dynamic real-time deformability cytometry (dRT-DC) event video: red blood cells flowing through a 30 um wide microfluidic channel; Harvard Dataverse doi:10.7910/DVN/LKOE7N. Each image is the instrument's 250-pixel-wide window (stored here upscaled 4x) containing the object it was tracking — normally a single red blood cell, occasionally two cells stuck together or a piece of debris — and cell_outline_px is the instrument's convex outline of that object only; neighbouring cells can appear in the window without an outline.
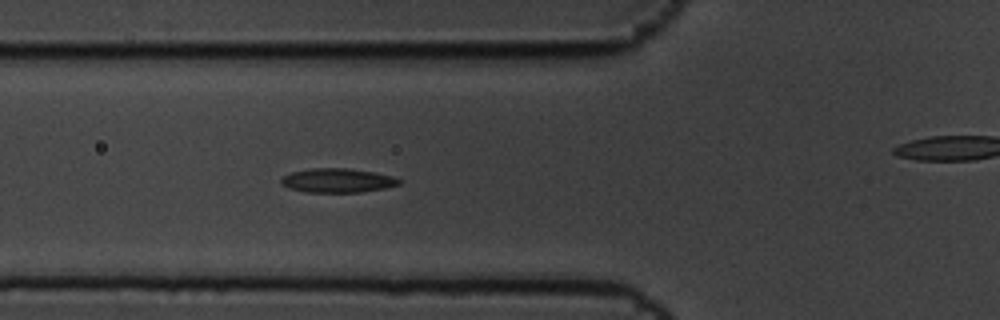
{"species": "common noctule bat (a hibernating species)", "species_latin": "Nyctalus noctula", "temperature_condition": "cold", "stored_images_in_passage": 6, "segment_of_instrument_passage": [1, 2], "camera_frame_rate_fps": 3000, "um_per_image_px": 0.085, "animal": {"sex": "male", "body_mass_g": 19.5, "forearm_length_mm": 54.6}, "frame": {"image": 1, "passage_image": 5, "time_ms": 1.333, "image_size_px": [1000, 320], "cell_outline_px": [[400, 184], [384, 188], [360, 192], [304, 192], [288, 188], [280, 184], [280, 180], [284, 176], [292, 172], [312, 168], [348, 168], [372, 172], [392, 176], [400, 180]], "centroid_in_image_um": [28.64, 15.34], "position_along_channel_um": 97.2, "area_um2": 16.47}}